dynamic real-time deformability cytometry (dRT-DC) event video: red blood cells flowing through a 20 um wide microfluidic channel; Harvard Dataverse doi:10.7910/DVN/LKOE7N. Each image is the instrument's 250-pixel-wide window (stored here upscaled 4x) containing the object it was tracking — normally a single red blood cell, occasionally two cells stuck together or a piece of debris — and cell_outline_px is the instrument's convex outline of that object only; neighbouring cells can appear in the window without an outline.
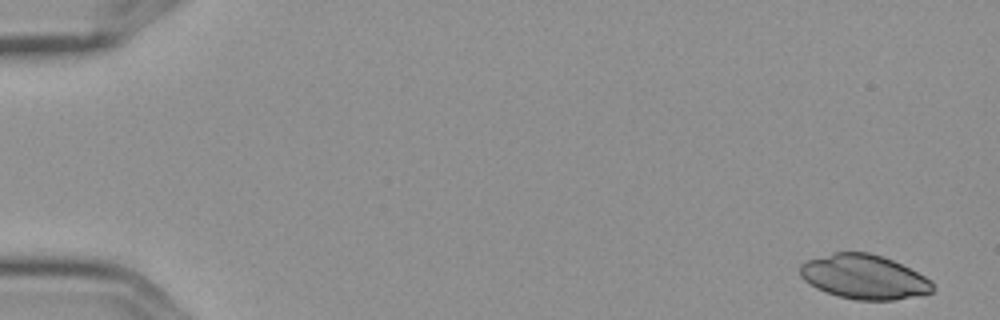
{"species": "Egyptian fruit bat (a non-hibernating species)", "species_latin": "Rousettus aegyptiacus", "temperature_condition": "cold", "stored_images_in_passage": 6, "camera_frame_rate_fps": 3000, "um_per_image_px": 0.085, "frame": {"image": 1, "passage_image": 1, "time_ms": 0.0, "image_size_px": [1000, 320], "cell_outline_px": [[932, 292], [896, 300], [856, 300], [836, 296], [824, 292], [816, 288], [804, 280], [800, 276], [800, 264], [808, 260], [836, 252], [868, 252], [892, 260], [932, 280]], "centroid_in_image_um": [73.41, 23.55], "position_along_channel_um": 11.6, "area_um2": 34.04}}